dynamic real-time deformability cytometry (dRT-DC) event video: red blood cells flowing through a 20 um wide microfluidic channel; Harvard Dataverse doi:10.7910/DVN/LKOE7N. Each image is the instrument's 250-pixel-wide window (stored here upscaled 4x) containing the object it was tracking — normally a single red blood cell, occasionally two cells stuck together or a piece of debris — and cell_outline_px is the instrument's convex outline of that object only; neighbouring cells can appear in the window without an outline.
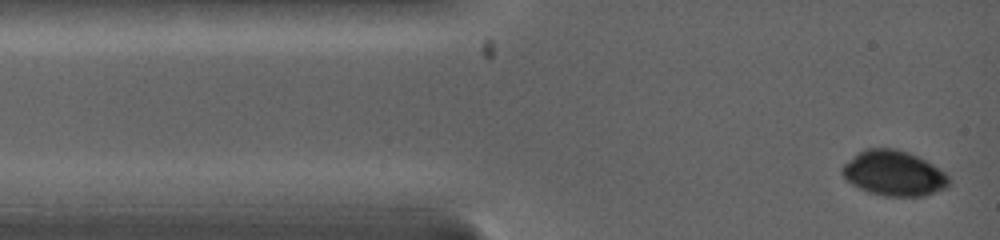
{"species": "common noctule bat (a hibernating species)", "species_latin": "Nyctalus noctula", "temperature_condition": "warm", "stored_images_in_passage": 5, "camera_frame_rate_fps": 5000, "um_per_image_px": 0.085, "animal": {"sex": "female", "body_mass_g": 19.0, "forearm_length_mm": 53.3}, "frame": {"image": 1, "passage_image": 1, "time_ms": 0.0, "image_size_px": [1000, 240], "cell_outline_px": [[948, 188], [924, 196], [884, 196], [868, 192], [852, 184], [840, 172], [840, 168], [844, 164], [864, 148], [896, 148], [908, 152], [932, 164], [944, 172], [948, 176]], "centroid_in_image_um": [75.96, 14.73], "position_along_channel_um": 9.0, "area_um2": 27.98}}
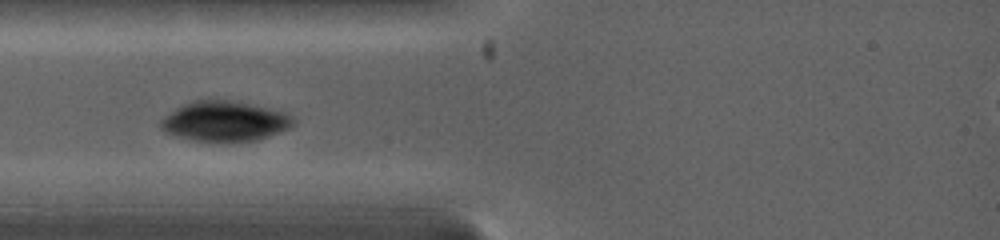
{"frame": {"image": 2, "passage_image": 4, "time_ms": 2.6, "image_size_px": [1000, 240], "cell_outline_px": [[296, 124], [280, 132], [256, 140], [196, 140], [172, 136], [164, 132], [160, 128], [160, 120], [164, 116], [176, 108], [192, 100], [228, 100], [268, 108], [284, 112], [292, 116], [296, 120]], "centroid_in_image_um": [19.07, 10.29], "position_along_channel_um": 65.9, "area_um2": 30.58}}
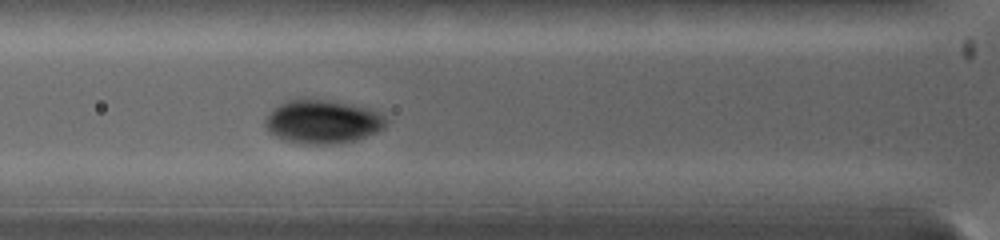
{"frame": {"image": 3, "passage_image": 5, "time_ms": 3.4, "image_size_px": [1000, 240], "cell_outline_px": [[388, 120], [384, 128], [376, 132], [356, 140], [324, 144], [308, 144], [288, 140], [276, 136], [268, 132], [264, 124], [264, 120], [268, 112], [272, 108], [288, 100], [328, 100], [368, 108], [384, 116]], "centroid_in_image_um": [27.39, 10.34], "position_along_channel_um": 98.4, "area_um2": 30.29}}